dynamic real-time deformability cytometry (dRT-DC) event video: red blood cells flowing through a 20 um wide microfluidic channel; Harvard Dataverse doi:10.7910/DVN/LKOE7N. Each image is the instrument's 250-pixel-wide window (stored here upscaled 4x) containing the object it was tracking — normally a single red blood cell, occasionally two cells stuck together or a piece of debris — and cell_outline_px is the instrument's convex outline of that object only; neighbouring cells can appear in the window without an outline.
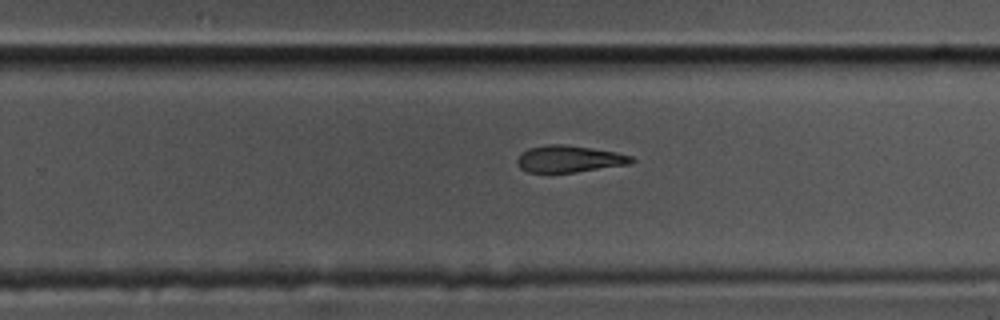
{"species": "common noctule bat (a hibernating species)", "species_latin": "Nyctalus noctula", "temperature_condition": "cold", "stored_images_in_passage": 39, "camera_frame_rate_fps": 3000, "um_per_image_px": 0.085, "animal": {"sex": "male", "body_mass_g": 17.5, "forearm_length_mm": 52.3}, "frame": {"image": 1, "passage_image": 23, "time_ms": 7.333, "image_size_px": [1000, 320], "cell_outline_px": [[636, 160], [632, 164], [576, 172], [528, 172], [520, 168], [516, 160], [528, 148], [548, 144], [564, 144], [616, 152], [632, 156]], "centroid_in_image_um": [48.43, 13.51], "position_along_channel_um": 281.4, "area_um2": 17.8}}
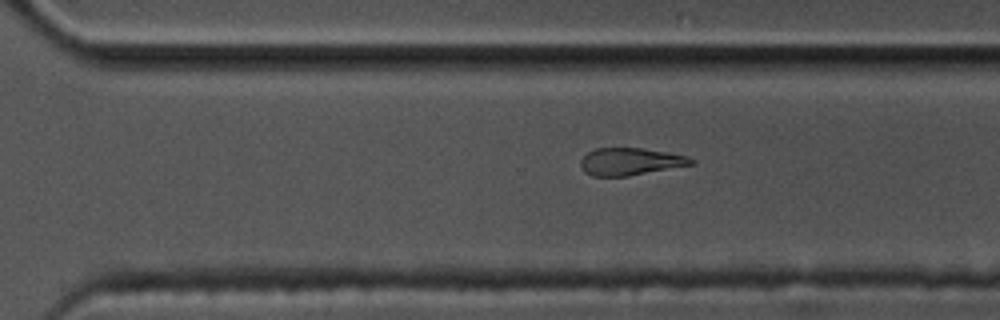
{"frame": {"image": 2, "passage_image": 26, "time_ms": 8.333, "image_size_px": [1000, 320], "cell_outline_px": [[696, 164], [628, 176], [592, 176], [584, 172], [580, 164], [580, 160], [588, 152], [596, 148], [644, 148], [668, 152], [688, 156], [696, 160]], "centroid_in_image_um": [53.61, 13.73], "position_along_channel_um": 317.0, "area_um2": 17.8}}
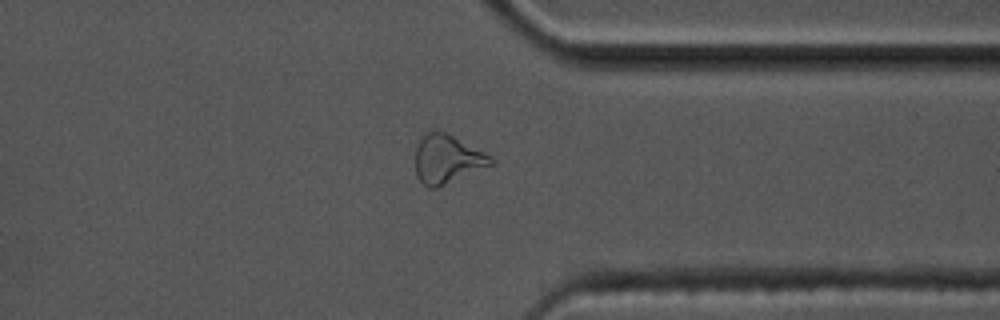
{"frame": {"image": 3, "passage_image": 31, "time_ms": 10.0, "image_size_px": [1000, 320], "cell_outline_px": [[496, 164], [436, 188], [428, 188], [416, 176], [416, 148], [420, 140], [432, 128], [436, 128], [484, 152], [496, 160]], "centroid_in_image_um": [38.03, 13.53], "position_along_channel_um": 373.4, "area_um2": 21.39}}